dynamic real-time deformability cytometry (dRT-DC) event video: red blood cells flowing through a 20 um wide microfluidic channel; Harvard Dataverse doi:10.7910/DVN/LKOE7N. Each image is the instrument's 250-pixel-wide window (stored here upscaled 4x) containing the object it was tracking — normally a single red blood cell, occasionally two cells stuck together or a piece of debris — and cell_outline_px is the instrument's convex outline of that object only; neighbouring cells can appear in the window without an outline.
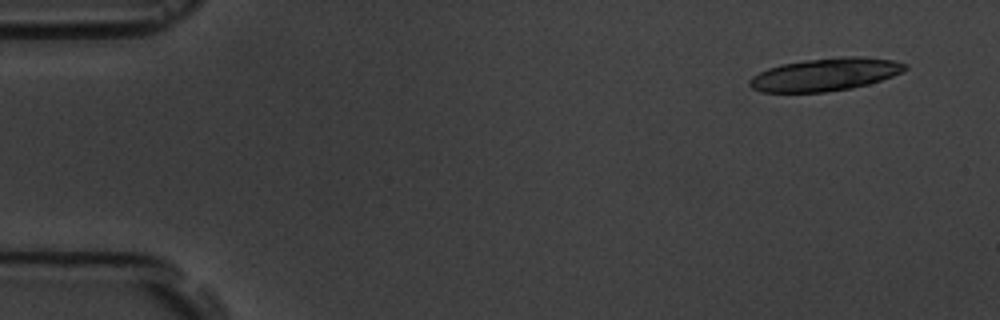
{"species": "common noctule bat (a hibernating species)", "species_latin": "Nyctalus noctula", "temperature_condition": "room temperature", "stored_images_in_passage": 5, "camera_frame_rate_fps": 3000, "um_per_image_px": 0.085, "animal": {"sex": "male", "body_mass_g": 19.5, "forearm_length_mm": 54.6}, "frame": {"image": 1, "passage_image": 1, "time_ms": 0.0, "image_size_px": [1000, 320], "cell_outline_px": [[908, 68], [892, 76], [868, 84], [852, 88], [824, 92], [760, 92], [752, 88], [748, 84], [748, 80], [752, 76], [768, 68], [780, 64], [808, 60], [840, 56], [856, 56], [892, 60], [908, 64]], "centroid_in_image_um": [70.12, 6.33], "position_along_channel_um": 14.9, "area_um2": 29.59}}